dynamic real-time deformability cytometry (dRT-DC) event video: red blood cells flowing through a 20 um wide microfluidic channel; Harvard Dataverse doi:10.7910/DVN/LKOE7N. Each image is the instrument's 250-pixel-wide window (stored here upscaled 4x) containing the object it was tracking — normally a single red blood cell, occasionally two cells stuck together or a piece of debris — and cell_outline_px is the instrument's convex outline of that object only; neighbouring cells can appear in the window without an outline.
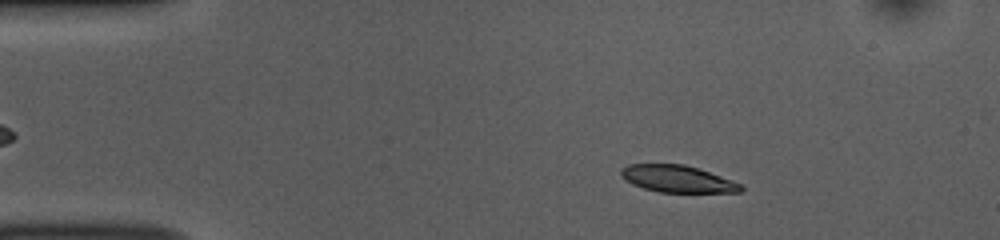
{"species": "common noctule bat (a hibernating species)", "species_latin": "Nyctalus noctula", "temperature_condition": "room temperature", "stored_images_in_passage": 51, "camera_frame_rate_fps": 3000, "um_per_image_px": 0.085, "animal": {"sex": "female", "body_mass_g": 10.0, "forearm_length_mm": 53.1}, "frame": {"image": 1, "passage_image": 8, "time_ms": 2.333, "image_size_px": [1000, 240], "cell_outline_px": [[744, 188], [740, 192], [660, 192], [644, 188], [632, 184], [624, 180], [620, 176], [620, 168], [628, 164], [684, 164], [732, 180], [740, 184]], "centroid_in_image_um": [57.52, 15.2], "position_along_channel_um": 27.5, "area_um2": 18.73}}
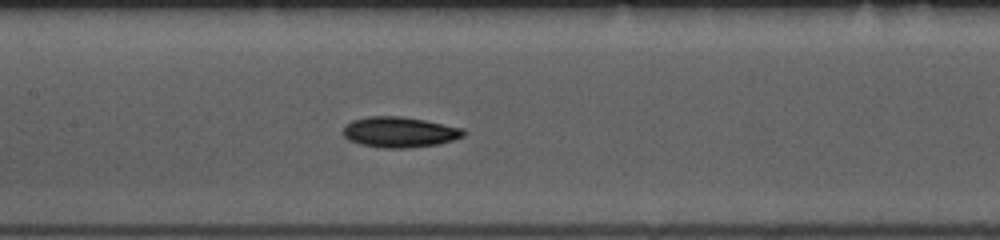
{"frame": {"image": 2, "passage_image": 24, "time_ms": 7.667, "image_size_px": [1000, 240], "cell_outline_px": [[468, 132], [464, 136], [452, 140], [436, 144], [404, 148], [384, 148], [360, 144], [348, 140], [344, 136], [344, 128], [352, 120], [368, 116], [400, 116], [424, 120], [464, 128]], "centroid_in_image_um": [33.98, 11.22], "position_along_channel_um": 173.4, "area_um2": 21.33}}
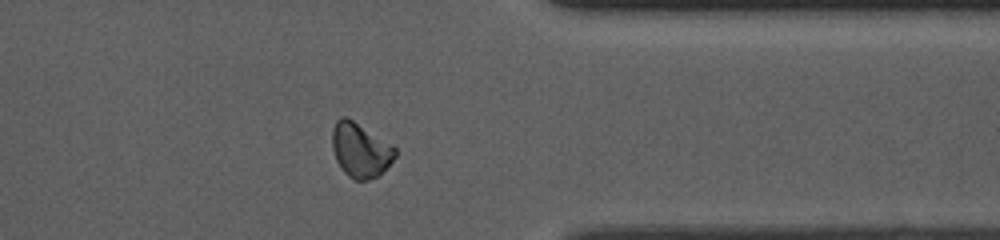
{"frame": {"image": 3, "passage_image": 41, "time_ms": 13.333, "image_size_px": [1000, 240], "cell_outline_px": [[396, 156], [376, 176], [368, 180], [356, 180], [348, 176], [344, 172], [336, 160], [332, 148], [332, 128], [336, 120], [340, 116], [348, 116], [392, 144], [396, 148]], "centroid_in_image_um": [30.6, 12.71], "position_along_channel_um": 380.8, "area_um2": 20.0}, "authors_computed_cell_mechanics": {"area_um2": 19.9988, "velocity_mm_per_s": 3.8163, "shape_relaxation_time_tau1_ms": 2.4938, "shape_relaxation_time_tau2_ms": 8.8697, "deformation_change_tau1": 0.0947, "deformation_change_tau2": 0.1397}}